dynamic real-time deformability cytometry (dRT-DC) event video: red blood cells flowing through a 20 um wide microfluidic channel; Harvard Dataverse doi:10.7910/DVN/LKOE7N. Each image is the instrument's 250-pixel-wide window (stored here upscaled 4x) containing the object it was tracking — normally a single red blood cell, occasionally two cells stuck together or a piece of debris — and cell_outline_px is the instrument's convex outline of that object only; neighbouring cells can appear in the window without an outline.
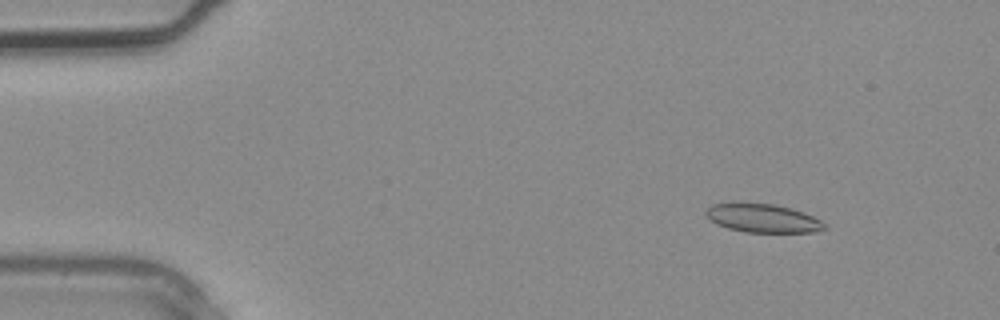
{"species": "common noctule bat (a hibernating species)", "species_latin": "Nyctalus noctula", "temperature_condition": "warm", "stored_images_in_passage": 3, "camera_frame_rate_fps": 3000, "um_per_image_px": 0.085, "animal": {"sex": "male", "body_mass_g": 20.4}, "frame": {"image": 1, "passage_image": 1, "time_ms": 0.0, "image_size_px": [1000, 320], "cell_outline_px": [[828, 228], [816, 232], [744, 232], [728, 228], [716, 224], [704, 212], [712, 204], [732, 200], [776, 204], [792, 208], [804, 212], [820, 220]], "centroid_in_image_um": [64.8, 18.5], "position_along_channel_um": 20.2, "area_um2": 20.35}}